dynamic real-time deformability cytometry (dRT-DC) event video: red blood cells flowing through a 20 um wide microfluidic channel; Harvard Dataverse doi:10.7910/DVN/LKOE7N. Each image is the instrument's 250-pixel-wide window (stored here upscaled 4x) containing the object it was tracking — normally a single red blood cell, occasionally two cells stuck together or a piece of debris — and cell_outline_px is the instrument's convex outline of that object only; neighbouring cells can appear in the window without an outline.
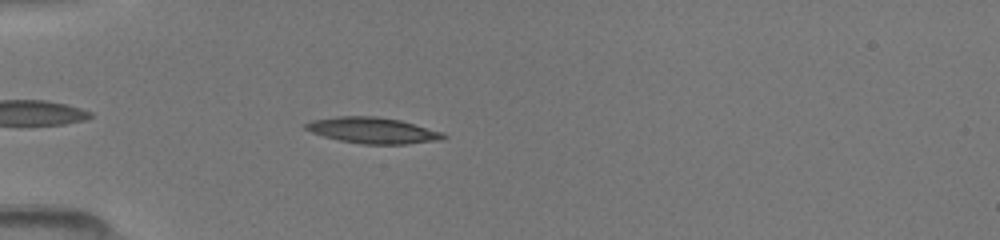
{"species": "common noctule bat (a hibernating species)", "species_latin": "Nyctalus noctula", "temperature_condition": "room temperature", "stored_images_in_passage": 38, "camera_frame_rate_fps": 3000, "um_per_image_px": 0.085, "animal": {"sex": "female", "body_mass_g": 19.5, "forearm_length_mm": 54.1}, "frame": {"image": 1, "passage_image": 4, "time_ms": 1.0, "image_size_px": [1000, 240], "cell_outline_px": [[448, 136], [440, 140], [404, 144], [364, 144], [340, 140], [324, 136], [312, 132], [304, 128], [304, 124], [312, 120], [336, 116], [376, 116], [400, 120], [444, 132]], "centroid_in_image_um": [31.7, 11.08], "position_along_channel_um": 53.3, "area_um2": 20.81}}
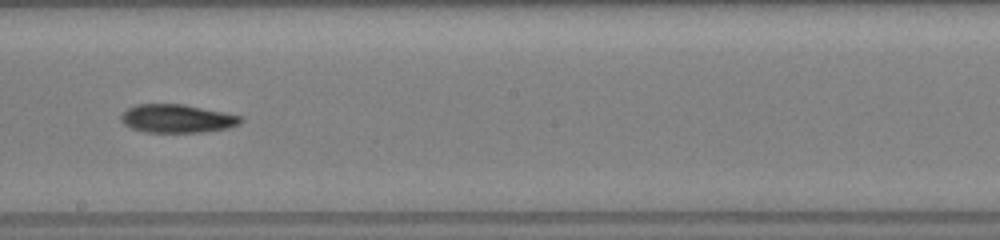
{"frame": {"image": 2, "passage_image": 18, "time_ms": 5.667, "image_size_px": [1000, 240], "cell_outline_px": [[244, 120], [240, 124], [228, 128], [204, 132], [144, 132], [132, 128], [124, 124], [120, 120], [120, 116], [128, 108], [136, 104], [184, 104], [244, 116]], "centroid_in_image_um": [15.09, 10.08], "position_along_channel_um": 233.1, "area_um2": 19.94}}
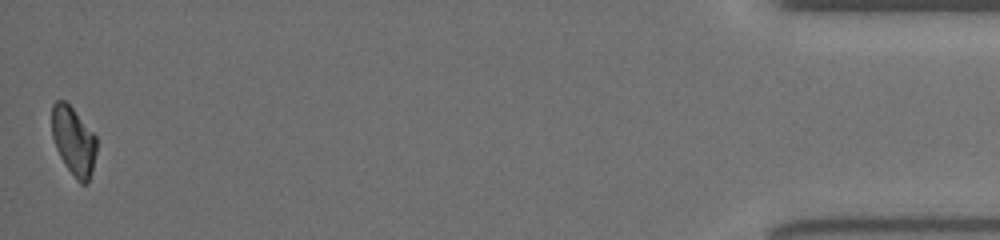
{"frame": {"image": 3, "passage_image": 38, "time_ms": 12.333, "image_size_px": [1000, 240], "cell_outline_px": [[96, 152], [92, 172], [88, 184], [80, 184], [76, 180], [64, 164], [56, 148], [52, 136], [52, 104], [56, 100], [64, 100], [72, 108], [96, 136]], "centroid_in_image_um": [6.25, 12.02], "position_along_channel_um": 428.9, "area_um2": 17.86}}